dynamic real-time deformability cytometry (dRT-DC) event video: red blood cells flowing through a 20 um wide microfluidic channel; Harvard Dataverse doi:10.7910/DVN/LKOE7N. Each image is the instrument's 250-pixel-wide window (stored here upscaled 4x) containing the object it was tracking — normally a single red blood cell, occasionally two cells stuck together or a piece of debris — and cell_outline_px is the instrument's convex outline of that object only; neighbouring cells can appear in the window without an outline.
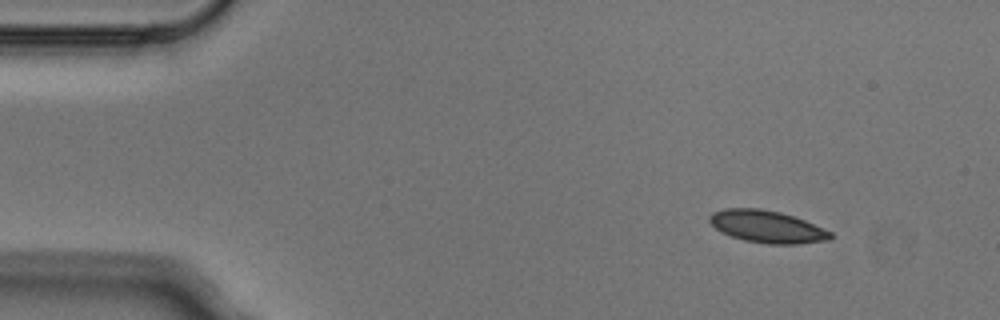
{"species": "Egyptian fruit bat (a non-hibernating species)", "species_latin": "Rousettus aegyptiacus", "temperature_condition": "cold", "stored_images_in_passage": 6, "camera_frame_rate_fps": 3000, "um_per_image_px": 0.085, "animal": {"sex": "male"}, "frame": {"image": 1, "passage_image": 1, "time_ms": 0.0, "image_size_px": [1000, 320], "cell_outline_px": [[832, 240], [796, 244], [768, 244], [744, 240], [720, 232], [708, 220], [708, 216], [712, 212], [724, 208], [760, 208], [780, 212], [804, 220], [832, 232]], "centroid_in_image_um": [65.19, 19.26], "position_along_channel_um": 19.8, "area_um2": 22.77}}
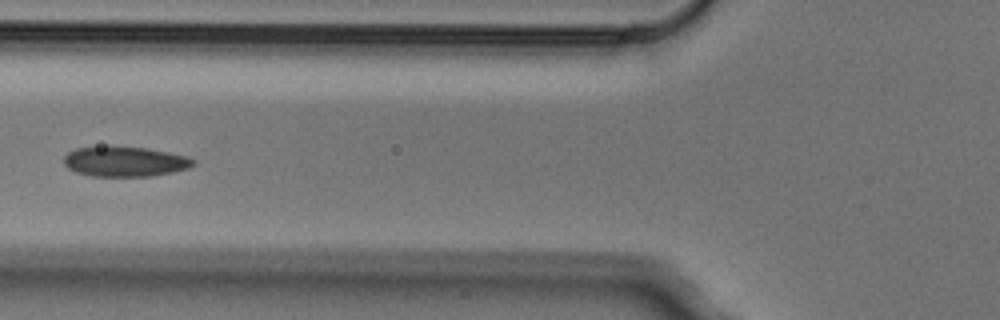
{"frame": {"image": 2, "passage_image": 5, "time_ms": 1.333, "image_size_px": [1000, 320], "cell_outline_px": [[196, 164], [188, 168], [172, 172], [152, 176], [92, 176], [76, 172], [68, 168], [64, 164], [64, 156], [68, 152], [76, 148], [108, 144], [112, 144], [148, 148], [188, 156], [196, 160]], "centroid_in_image_um": [10.61, 13.69], "position_along_channel_um": 115.2, "area_um2": 23.35}}
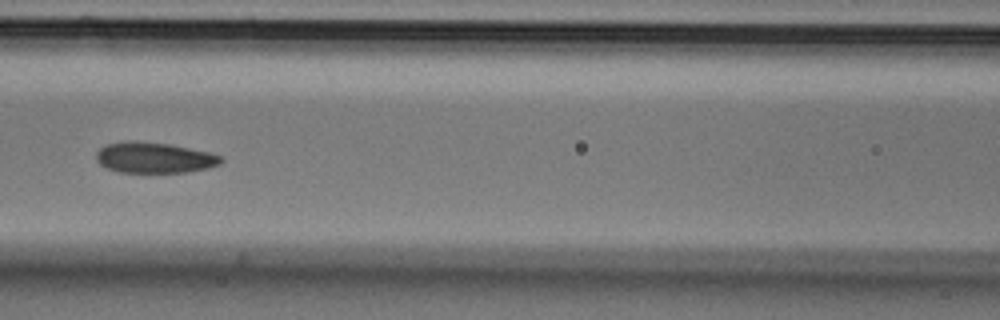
{"frame": {"image": 3, "passage_image": 6, "time_ms": 1.667, "image_size_px": [1000, 320], "cell_outline_px": [[224, 160], [220, 164], [208, 168], [188, 172], [120, 172], [108, 168], [100, 164], [96, 160], [96, 152], [100, 148], [108, 144], [132, 140], [136, 140], [168, 144], [208, 152], [220, 156]], "centroid_in_image_um": [13.11, 13.4], "position_along_channel_um": 153.5, "area_um2": 22.2}}